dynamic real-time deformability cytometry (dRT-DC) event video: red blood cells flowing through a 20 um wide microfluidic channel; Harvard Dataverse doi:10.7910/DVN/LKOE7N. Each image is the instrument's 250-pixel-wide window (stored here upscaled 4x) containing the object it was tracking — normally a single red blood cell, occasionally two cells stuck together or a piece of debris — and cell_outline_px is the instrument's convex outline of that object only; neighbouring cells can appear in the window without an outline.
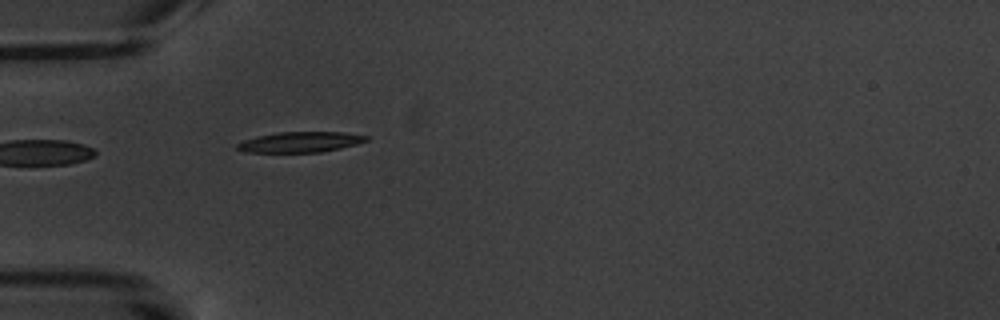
{"species": "common noctule bat (a hibernating species)", "species_latin": "Nyctalus noctula", "temperature_condition": "warm", "stored_images_in_passage": 7, "segment_of_instrument_passage": [2, 2], "camera_frame_rate_fps": 3000, "um_per_image_px": 0.085, "animal": {"sex": "male", "body_mass_g": 20.1, "forearm_length_mm": 53.5}, "frame": {"image": 1, "passage_image": 6, "time_ms": 6.0, "image_size_px": [1000, 320], "cell_outline_px": [[368, 140], [356, 144], [340, 148], [320, 152], [244, 152], [236, 148], [236, 144], [244, 140], [256, 136], [276, 132], [344, 132], [368, 136]], "centroid_in_image_um": [25.49, 12.07], "position_along_channel_um": 59.5, "area_um2": 15.37}}